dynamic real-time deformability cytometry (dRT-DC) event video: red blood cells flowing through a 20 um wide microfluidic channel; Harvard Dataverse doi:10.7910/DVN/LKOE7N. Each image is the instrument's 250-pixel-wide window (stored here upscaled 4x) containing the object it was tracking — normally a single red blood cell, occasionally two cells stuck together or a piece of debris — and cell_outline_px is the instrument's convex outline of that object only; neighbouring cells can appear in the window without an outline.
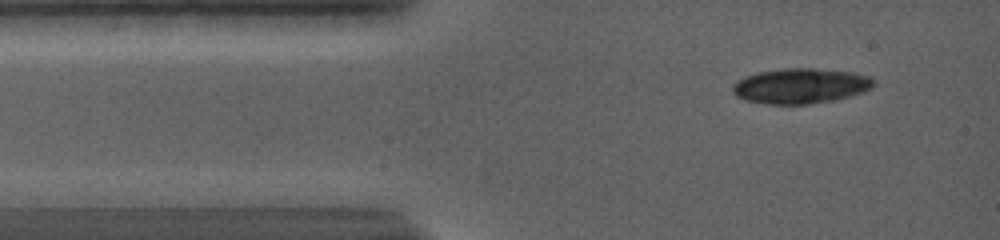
{"species": "common noctule bat (a hibernating species)", "species_latin": "Nyctalus noctula", "temperature_condition": "warm", "stored_images_in_passage": 7, "camera_frame_rate_fps": 5000, "um_per_image_px": 0.085, "animal": {"sex": "female", "body_mass_g": 19.0, "forearm_length_mm": 56.7}, "frame": {"image": 1, "passage_image": 4, "time_ms": 1.0, "image_size_px": [1000, 240], "cell_outline_px": [[876, 84], [872, 88], [864, 92], [832, 100], [808, 104], [768, 104], [744, 100], [736, 96], [732, 92], [732, 88], [736, 80], [744, 76], [756, 72], [784, 68], [812, 68], [848, 72], [868, 76]], "centroid_in_image_um": [67.99, 7.3], "position_along_channel_um": 17.0, "area_um2": 28.9}}